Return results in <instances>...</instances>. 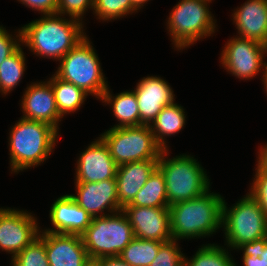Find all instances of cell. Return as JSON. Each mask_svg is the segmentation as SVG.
<instances>
[{
	"label": "cell",
	"mask_w": 267,
	"mask_h": 266,
	"mask_svg": "<svg viewBox=\"0 0 267 266\" xmlns=\"http://www.w3.org/2000/svg\"><path fill=\"white\" fill-rule=\"evenodd\" d=\"M61 16L46 14L23 26L21 43L37 56L60 60L86 36L82 22Z\"/></svg>",
	"instance_id": "1"
},
{
	"label": "cell",
	"mask_w": 267,
	"mask_h": 266,
	"mask_svg": "<svg viewBox=\"0 0 267 266\" xmlns=\"http://www.w3.org/2000/svg\"><path fill=\"white\" fill-rule=\"evenodd\" d=\"M207 190L201 196L169 206L172 238H201L222 227L223 199ZM214 232V233H213Z\"/></svg>",
	"instance_id": "2"
},
{
	"label": "cell",
	"mask_w": 267,
	"mask_h": 266,
	"mask_svg": "<svg viewBox=\"0 0 267 266\" xmlns=\"http://www.w3.org/2000/svg\"><path fill=\"white\" fill-rule=\"evenodd\" d=\"M9 133L10 166L14 173L43 163L59 134L46 123L24 118L18 120Z\"/></svg>",
	"instance_id": "3"
},
{
	"label": "cell",
	"mask_w": 267,
	"mask_h": 266,
	"mask_svg": "<svg viewBox=\"0 0 267 266\" xmlns=\"http://www.w3.org/2000/svg\"><path fill=\"white\" fill-rule=\"evenodd\" d=\"M225 200L222 207V227L228 247L246 249L256 241L267 238V216L250 194L230 209Z\"/></svg>",
	"instance_id": "4"
},
{
	"label": "cell",
	"mask_w": 267,
	"mask_h": 266,
	"mask_svg": "<svg viewBox=\"0 0 267 266\" xmlns=\"http://www.w3.org/2000/svg\"><path fill=\"white\" fill-rule=\"evenodd\" d=\"M167 151V149H162L158 159V168L164 176L169 206L196 198L210 190V181L206 171L194 157L185 154L168 159Z\"/></svg>",
	"instance_id": "5"
},
{
	"label": "cell",
	"mask_w": 267,
	"mask_h": 266,
	"mask_svg": "<svg viewBox=\"0 0 267 266\" xmlns=\"http://www.w3.org/2000/svg\"><path fill=\"white\" fill-rule=\"evenodd\" d=\"M59 61L60 66L55 73L58 78L101 98L108 84L95 49L86 36Z\"/></svg>",
	"instance_id": "6"
},
{
	"label": "cell",
	"mask_w": 267,
	"mask_h": 266,
	"mask_svg": "<svg viewBox=\"0 0 267 266\" xmlns=\"http://www.w3.org/2000/svg\"><path fill=\"white\" fill-rule=\"evenodd\" d=\"M81 236L90 260L119 256L134 238L132 226L122 211L93 217Z\"/></svg>",
	"instance_id": "7"
},
{
	"label": "cell",
	"mask_w": 267,
	"mask_h": 266,
	"mask_svg": "<svg viewBox=\"0 0 267 266\" xmlns=\"http://www.w3.org/2000/svg\"><path fill=\"white\" fill-rule=\"evenodd\" d=\"M208 0H180L169 15L167 28L175 48L181 50L215 32Z\"/></svg>",
	"instance_id": "8"
},
{
	"label": "cell",
	"mask_w": 267,
	"mask_h": 266,
	"mask_svg": "<svg viewBox=\"0 0 267 266\" xmlns=\"http://www.w3.org/2000/svg\"><path fill=\"white\" fill-rule=\"evenodd\" d=\"M119 166L125 163L158 160L162 148L156 143L150 126L110 128L100 137Z\"/></svg>",
	"instance_id": "9"
},
{
	"label": "cell",
	"mask_w": 267,
	"mask_h": 266,
	"mask_svg": "<svg viewBox=\"0 0 267 266\" xmlns=\"http://www.w3.org/2000/svg\"><path fill=\"white\" fill-rule=\"evenodd\" d=\"M228 41L221 53L220 62L231 74L249 80L265 67L266 62L263 61L267 53L265 44L241 37H234Z\"/></svg>",
	"instance_id": "10"
},
{
	"label": "cell",
	"mask_w": 267,
	"mask_h": 266,
	"mask_svg": "<svg viewBox=\"0 0 267 266\" xmlns=\"http://www.w3.org/2000/svg\"><path fill=\"white\" fill-rule=\"evenodd\" d=\"M31 213L0 208V249L12 258L38 238L40 230Z\"/></svg>",
	"instance_id": "11"
},
{
	"label": "cell",
	"mask_w": 267,
	"mask_h": 266,
	"mask_svg": "<svg viewBox=\"0 0 267 266\" xmlns=\"http://www.w3.org/2000/svg\"><path fill=\"white\" fill-rule=\"evenodd\" d=\"M134 237L166 242L172 240L169 207L124 206Z\"/></svg>",
	"instance_id": "12"
},
{
	"label": "cell",
	"mask_w": 267,
	"mask_h": 266,
	"mask_svg": "<svg viewBox=\"0 0 267 266\" xmlns=\"http://www.w3.org/2000/svg\"><path fill=\"white\" fill-rule=\"evenodd\" d=\"M50 266H86L91 260L81 235L39 232Z\"/></svg>",
	"instance_id": "13"
},
{
	"label": "cell",
	"mask_w": 267,
	"mask_h": 266,
	"mask_svg": "<svg viewBox=\"0 0 267 266\" xmlns=\"http://www.w3.org/2000/svg\"><path fill=\"white\" fill-rule=\"evenodd\" d=\"M77 195H70L92 218L107 216L110 213L122 211L118 202L116 179H106L99 182L76 183ZM100 213L99 215H97ZM102 213V214H101Z\"/></svg>",
	"instance_id": "14"
},
{
	"label": "cell",
	"mask_w": 267,
	"mask_h": 266,
	"mask_svg": "<svg viewBox=\"0 0 267 266\" xmlns=\"http://www.w3.org/2000/svg\"><path fill=\"white\" fill-rule=\"evenodd\" d=\"M137 84L134 93L139 108V126H150L164 107L174 103V91L157 76L144 77Z\"/></svg>",
	"instance_id": "15"
},
{
	"label": "cell",
	"mask_w": 267,
	"mask_h": 266,
	"mask_svg": "<svg viewBox=\"0 0 267 266\" xmlns=\"http://www.w3.org/2000/svg\"><path fill=\"white\" fill-rule=\"evenodd\" d=\"M118 165L110 155L107 145L99 137L84 150L76 167V182H99L116 179Z\"/></svg>",
	"instance_id": "16"
},
{
	"label": "cell",
	"mask_w": 267,
	"mask_h": 266,
	"mask_svg": "<svg viewBox=\"0 0 267 266\" xmlns=\"http://www.w3.org/2000/svg\"><path fill=\"white\" fill-rule=\"evenodd\" d=\"M26 89L21 101L24 114L22 118L46 123L59 131L58 124L62 117L49 81L33 83Z\"/></svg>",
	"instance_id": "17"
},
{
	"label": "cell",
	"mask_w": 267,
	"mask_h": 266,
	"mask_svg": "<svg viewBox=\"0 0 267 266\" xmlns=\"http://www.w3.org/2000/svg\"><path fill=\"white\" fill-rule=\"evenodd\" d=\"M49 215L54 228L44 232L82 235L92 221V217L68 194L52 204Z\"/></svg>",
	"instance_id": "18"
},
{
	"label": "cell",
	"mask_w": 267,
	"mask_h": 266,
	"mask_svg": "<svg viewBox=\"0 0 267 266\" xmlns=\"http://www.w3.org/2000/svg\"><path fill=\"white\" fill-rule=\"evenodd\" d=\"M237 37L267 46V0H247L233 13Z\"/></svg>",
	"instance_id": "19"
},
{
	"label": "cell",
	"mask_w": 267,
	"mask_h": 266,
	"mask_svg": "<svg viewBox=\"0 0 267 266\" xmlns=\"http://www.w3.org/2000/svg\"><path fill=\"white\" fill-rule=\"evenodd\" d=\"M157 167L158 160L136 161L118 166L116 184L118 202L122 208L133 201Z\"/></svg>",
	"instance_id": "20"
},
{
	"label": "cell",
	"mask_w": 267,
	"mask_h": 266,
	"mask_svg": "<svg viewBox=\"0 0 267 266\" xmlns=\"http://www.w3.org/2000/svg\"><path fill=\"white\" fill-rule=\"evenodd\" d=\"M100 100L111 104L113 113L119 121L114 128L139 126V108L134 90L124 91L112 97L108 87Z\"/></svg>",
	"instance_id": "21"
},
{
	"label": "cell",
	"mask_w": 267,
	"mask_h": 266,
	"mask_svg": "<svg viewBox=\"0 0 267 266\" xmlns=\"http://www.w3.org/2000/svg\"><path fill=\"white\" fill-rule=\"evenodd\" d=\"M185 112L177 103L164 107L150 125L156 143L162 149H168L165 136L178 133L185 125ZM164 136V137H163Z\"/></svg>",
	"instance_id": "22"
},
{
	"label": "cell",
	"mask_w": 267,
	"mask_h": 266,
	"mask_svg": "<svg viewBox=\"0 0 267 266\" xmlns=\"http://www.w3.org/2000/svg\"><path fill=\"white\" fill-rule=\"evenodd\" d=\"M126 206L169 207L164 176L158 167L149 176L133 201Z\"/></svg>",
	"instance_id": "23"
},
{
	"label": "cell",
	"mask_w": 267,
	"mask_h": 266,
	"mask_svg": "<svg viewBox=\"0 0 267 266\" xmlns=\"http://www.w3.org/2000/svg\"><path fill=\"white\" fill-rule=\"evenodd\" d=\"M60 116L76 112L88 95L76 85L63 81L55 74L49 79Z\"/></svg>",
	"instance_id": "24"
},
{
	"label": "cell",
	"mask_w": 267,
	"mask_h": 266,
	"mask_svg": "<svg viewBox=\"0 0 267 266\" xmlns=\"http://www.w3.org/2000/svg\"><path fill=\"white\" fill-rule=\"evenodd\" d=\"M162 243L161 241L134 237L121 251L119 257L129 266H149L158 254Z\"/></svg>",
	"instance_id": "25"
},
{
	"label": "cell",
	"mask_w": 267,
	"mask_h": 266,
	"mask_svg": "<svg viewBox=\"0 0 267 266\" xmlns=\"http://www.w3.org/2000/svg\"><path fill=\"white\" fill-rule=\"evenodd\" d=\"M25 55L21 46L0 65V92L9 93L15 88L25 72Z\"/></svg>",
	"instance_id": "26"
},
{
	"label": "cell",
	"mask_w": 267,
	"mask_h": 266,
	"mask_svg": "<svg viewBox=\"0 0 267 266\" xmlns=\"http://www.w3.org/2000/svg\"><path fill=\"white\" fill-rule=\"evenodd\" d=\"M228 251L215 244L203 245L190 260L184 256V266H236Z\"/></svg>",
	"instance_id": "27"
},
{
	"label": "cell",
	"mask_w": 267,
	"mask_h": 266,
	"mask_svg": "<svg viewBox=\"0 0 267 266\" xmlns=\"http://www.w3.org/2000/svg\"><path fill=\"white\" fill-rule=\"evenodd\" d=\"M93 12L98 19L108 21L137 12L131 0H94Z\"/></svg>",
	"instance_id": "28"
},
{
	"label": "cell",
	"mask_w": 267,
	"mask_h": 266,
	"mask_svg": "<svg viewBox=\"0 0 267 266\" xmlns=\"http://www.w3.org/2000/svg\"><path fill=\"white\" fill-rule=\"evenodd\" d=\"M12 266H50L45 243L38 237L11 260Z\"/></svg>",
	"instance_id": "29"
},
{
	"label": "cell",
	"mask_w": 267,
	"mask_h": 266,
	"mask_svg": "<svg viewBox=\"0 0 267 266\" xmlns=\"http://www.w3.org/2000/svg\"><path fill=\"white\" fill-rule=\"evenodd\" d=\"M175 239L163 242L149 266H184V254Z\"/></svg>",
	"instance_id": "30"
},
{
	"label": "cell",
	"mask_w": 267,
	"mask_h": 266,
	"mask_svg": "<svg viewBox=\"0 0 267 266\" xmlns=\"http://www.w3.org/2000/svg\"><path fill=\"white\" fill-rule=\"evenodd\" d=\"M94 0H57V13L68 14L71 18L82 21V16L91 8L93 10ZM81 18V20H80Z\"/></svg>",
	"instance_id": "31"
},
{
	"label": "cell",
	"mask_w": 267,
	"mask_h": 266,
	"mask_svg": "<svg viewBox=\"0 0 267 266\" xmlns=\"http://www.w3.org/2000/svg\"><path fill=\"white\" fill-rule=\"evenodd\" d=\"M251 186L250 194L258 201L267 216V172L256 168V174Z\"/></svg>",
	"instance_id": "32"
},
{
	"label": "cell",
	"mask_w": 267,
	"mask_h": 266,
	"mask_svg": "<svg viewBox=\"0 0 267 266\" xmlns=\"http://www.w3.org/2000/svg\"><path fill=\"white\" fill-rule=\"evenodd\" d=\"M17 33L15 37L18 38H13L4 27L0 26V65L21 46L19 44L22 42L21 29H18Z\"/></svg>",
	"instance_id": "33"
},
{
	"label": "cell",
	"mask_w": 267,
	"mask_h": 266,
	"mask_svg": "<svg viewBox=\"0 0 267 266\" xmlns=\"http://www.w3.org/2000/svg\"><path fill=\"white\" fill-rule=\"evenodd\" d=\"M22 4L37 10L40 13L46 14H56L57 13V0H18Z\"/></svg>",
	"instance_id": "34"
},
{
	"label": "cell",
	"mask_w": 267,
	"mask_h": 266,
	"mask_svg": "<svg viewBox=\"0 0 267 266\" xmlns=\"http://www.w3.org/2000/svg\"><path fill=\"white\" fill-rule=\"evenodd\" d=\"M253 255L260 257L267 263V238L256 241L247 248Z\"/></svg>",
	"instance_id": "35"
},
{
	"label": "cell",
	"mask_w": 267,
	"mask_h": 266,
	"mask_svg": "<svg viewBox=\"0 0 267 266\" xmlns=\"http://www.w3.org/2000/svg\"><path fill=\"white\" fill-rule=\"evenodd\" d=\"M239 250L244 251L242 257L244 266H267V263L263 259L253 255L247 248Z\"/></svg>",
	"instance_id": "36"
},
{
	"label": "cell",
	"mask_w": 267,
	"mask_h": 266,
	"mask_svg": "<svg viewBox=\"0 0 267 266\" xmlns=\"http://www.w3.org/2000/svg\"><path fill=\"white\" fill-rule=\"evenodd\" d=\"M99 266H129L119 256L104 257L94 260Z\"/></svg>",
	"instance_id": "37"
},
{
	"label": "cell",
	"mask_w": 267,
	"mask_h": 266,
	"mask_svg": "<svg viewBox=\"0 0 267 266\" xmlns=\"http://www.w3.org/2000/svg\"><path fill=\"white\" fill-rule=\"evenodd\" d=\"M257 168L260 171L267 172V145L264 147H261L259 150Z\"/></svg>",
	"instance_id": "38"
},
{
	"label": "cell",
	"mask_w": 267,
	"mask_h": 266,
	"mask_svg": "<svg viewBox=\"0 0 267 266\" xmlns=\"http://www.w3.org/2000/svg\"><path fill=\"white\" fill-rule=\"evenodd\" d=\"M149 0H131L132 5L137 9H141L142 6H144V4L146 2H148Z\"/></svg>",
	"instance_id": "39"
},
{
	"label": "cell",
	"mask_w": 267,
	"mask_h": 266,
	"mask_svg": "<svg viewBox=\"0 0 267 266\" xmlns=\"http://www.w3.org/2000/svg\"><path fill=\"white\" fill-rule=\"evenodd\" d=\"M264 74H263V84H264V87H265V91L267 92V63H266V65H265V67H264V72H263Z\"/></svg>",
	"instance_id": "40"
},
{
	"label": "cell",
	"mask_w": 267,
	"mask_h": 266,
	"mask_svg": "<svg viewBox=\"0 0 267 266\" xmlns=\"http://www.w3.org/2000/svg\"><path fill=\"white\" fill-rule=\"evenodd\" d=\"M86 266H99L94 260H91Z\"/></svg>",
	"instance_id": "41"
}]
</instances>
